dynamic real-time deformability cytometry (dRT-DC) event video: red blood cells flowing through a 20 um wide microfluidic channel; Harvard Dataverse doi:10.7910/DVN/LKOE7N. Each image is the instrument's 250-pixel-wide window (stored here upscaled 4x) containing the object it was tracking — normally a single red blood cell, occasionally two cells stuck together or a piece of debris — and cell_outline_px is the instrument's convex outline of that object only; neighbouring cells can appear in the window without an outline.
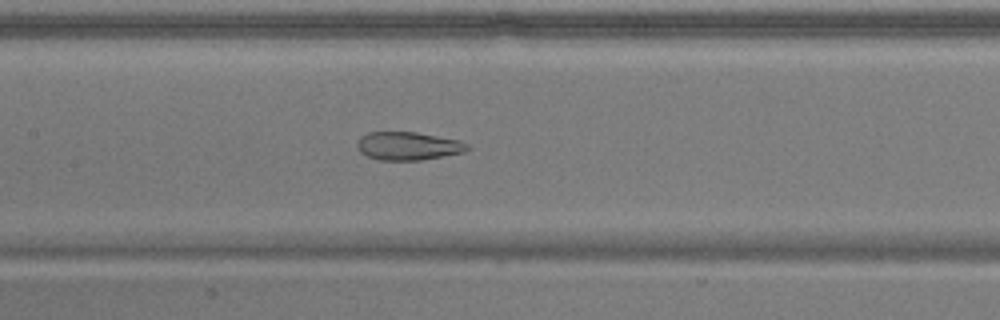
{"species": "common noctule bat (a hibernating species)", "species_latin": "Nyctalus noctula", "temperature_condition": "warm", "stored_images_in_passage": 54, "camera_frame_rate_fps": 3000, "um_per_image_px": 0.085, "animal": {"sex": "male", "body_mass_g": 17.9}, "frame": {"image": 1, "passage_image": 25, "time_ms": 8.0, "image_size_px": [1000, 320], "cell_outline_px": [[472, 148], [464, 152], [420, 160], [380, 160], [368, 156], [360, 152], [356, 144], [360, 136], [368, 132], [416, 132], [460, 140], [468, 144]], "centroid_in_image_um": [34.7, 12.4], "position_along_channel_um": 172.7, "area_um2": 18.15}}
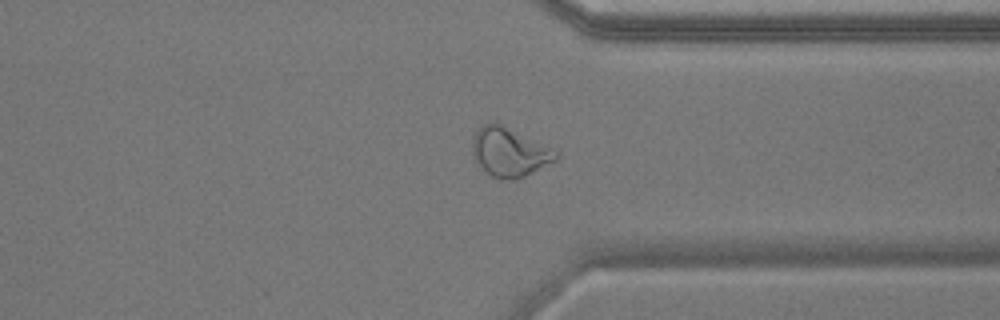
{"frame": {"image": 2, "passage_image": 41, "time_ms": 13.333, "image_size_px": [1000, 320], "cell_outline_px": [[560, 156], [556, 160], [516, 180], [500, 180], [492, 176], [472, 156], [472, 140], [476, 132], [488, 120], [500, 124], [552, 148]], "centroid_in_image_um": [43.28, 12.93], "position_along_channel_um": 368.1, "area_um2": 23.47}}
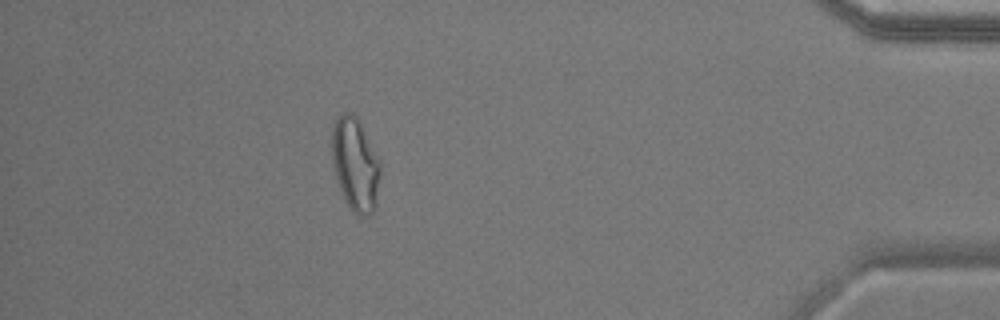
{"frame": {"image": 3, "passage_image": 48, "time_ms": 15.667, "image_size_px": [1000, 320], "cell_outline_px": [[380, 172], [376, 204], [372, 212], [368, 216], [356, 216], [352, 212], [344, 200], [336, 180], [332, 160], [332, 128], [340, 112], [352, 112], [360, 120], [380, 160]], "centroid_in_image_um": [30.2, 13.97], "position_along_channel_um": 405.0, "area_um2": 26.76}, "authors_computed_cell_mechanics": {"area_um2": 24.6517, "velocity_mm_per_s": 3.6922, "shape_relaxation_time_tau1_ms": null, "shape_relaxation_time_tau2_ms": 2.0163, "deformation_change_tau1": null, "deformation_change_tau2": 0.0928}}